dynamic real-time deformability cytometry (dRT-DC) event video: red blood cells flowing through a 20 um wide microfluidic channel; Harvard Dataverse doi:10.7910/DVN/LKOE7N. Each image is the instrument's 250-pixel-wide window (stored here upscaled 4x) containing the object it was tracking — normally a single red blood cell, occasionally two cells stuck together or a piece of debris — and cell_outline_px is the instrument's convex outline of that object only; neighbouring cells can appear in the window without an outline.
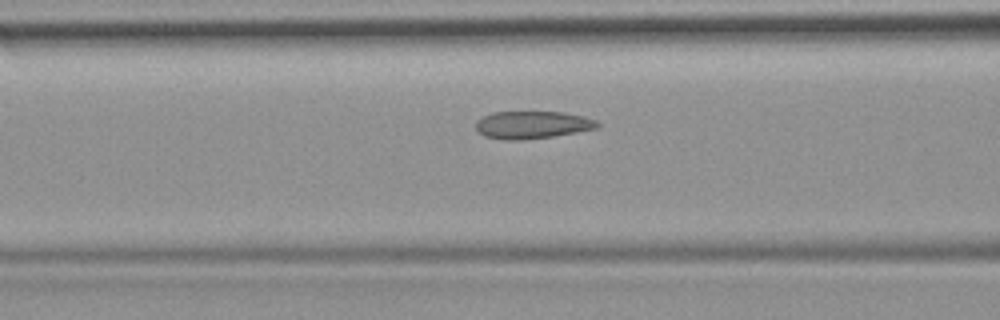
{"species": "common noctule bat (a hibernating species)", "species_latin": "Nyctalus noctula", "temperature_condition": "room temperature", "stored_images_in_passage": 30, "camera_frame_rate_fps": 3000, "um_per_image_px": 0.085, "animal": {"sex": "female", "body_mass_g": 19.9}, "frame": {"image": 1, "passage_image": 9, "time_ms": 2.667, "image_size_px": [1000, 320], "cell_outline_px": [[600, 124], [596, 128], [576, 132], [552, 136], [524, 140], [504, 140], [484, 136], [476, 128], [476, 120], [492, 112], [564, 112], [584, 116], [596, 120]], "centroid_in_image_um": [45.23, 10.61], "position_along_channel_um": 121.4, "area_um2": 19.48}}
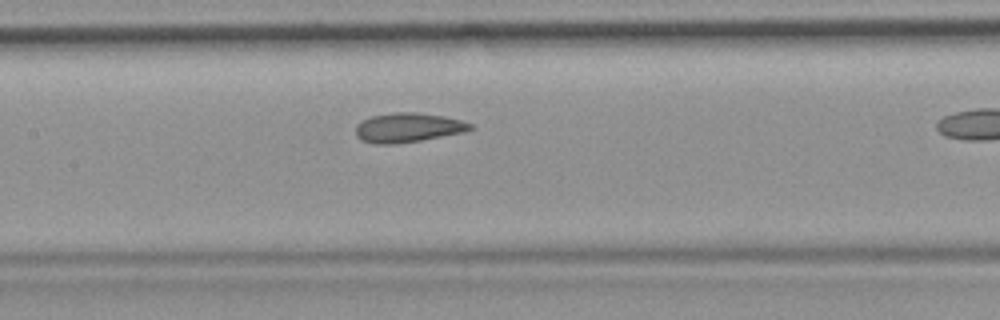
{"frame": {"image": 2, "passage_image": 13, "time_ms": 4.0, "image_size_px": [1000, 320], "cell_outline_px": [[472, 128], [464, 132], [420, 140], [396, 144], [376, 144], [360, 140], [356, 136], [356, 124], [372, 116], [396, 112], [416, 112], [444, 116], [460, 120], [472, 124]], "centroid_in_image_um": [34.65, 10.85], "position_along_channel_um": 172.8, "area_um2": 19.48}}